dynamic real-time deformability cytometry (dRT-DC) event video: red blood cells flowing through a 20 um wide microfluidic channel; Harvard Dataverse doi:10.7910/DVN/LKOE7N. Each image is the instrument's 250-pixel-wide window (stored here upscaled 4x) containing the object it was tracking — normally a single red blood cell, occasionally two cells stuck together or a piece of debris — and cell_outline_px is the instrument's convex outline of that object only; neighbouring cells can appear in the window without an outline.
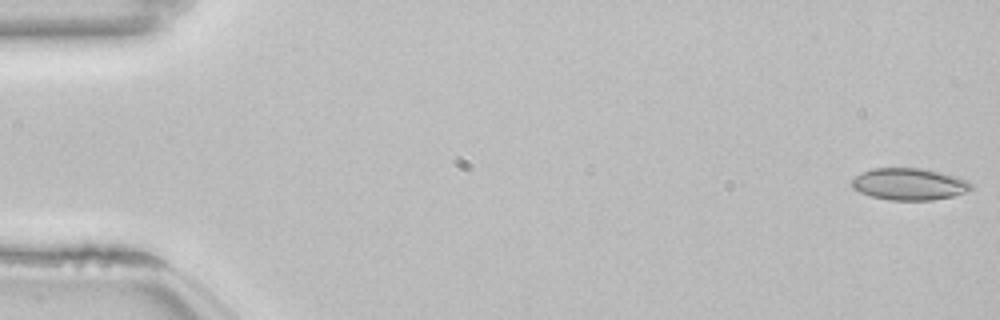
{"species": "common noctule bat (a hibernating species)", "species_latin": "Nyctalus noctula", "temperature_condition": "room temperature", "stored_images_in_passage": 51, "camera_frame_rate_fps": 3000, "um_per_image_px": 0.085, "animal": {"sex": "female", "body_mass_g": 22.7, "forearm_length_mm": 54.2}, "frame": {"image": 1, "passage_image": 1, "time_ms": 0.0, "image_size_px": [1000, 320], "cell_outline_px": [[972, 188], [964, 192], [952, 196], [932, 200], [888, 200], [872, 196], [860, 192], [852, 188], [852, 180], [856, 176], [872, 168], [924, 168], [956, 176], [968, 180], [972, 184]], "centroid_in_image_um": [77.29, 15.64], "position_along_channel_um": 7.7, "area_um2": 22.08}}
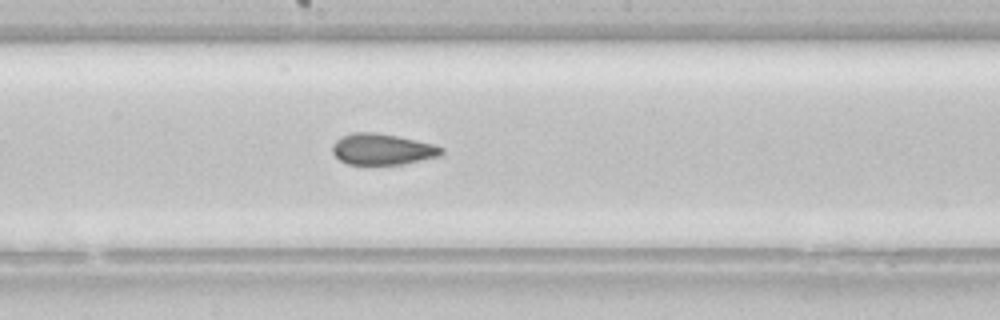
{"frame": {"image": 2, "passage_image": 29, "time_ms": 9.333, "image_size_px": [1000, 320], "cell_outline_px": [[444, 152], [440, 156], [404, 164], [348, 164], [340, 160], [332, 152], [332, 144], [336, 140], [352, 132], [376, 132], [436, 144], [444, 148]], "centroid_in_image_um": [32.53, 12.68], "position_along_channel_um": 215.7, "area_um2": 19.83}}
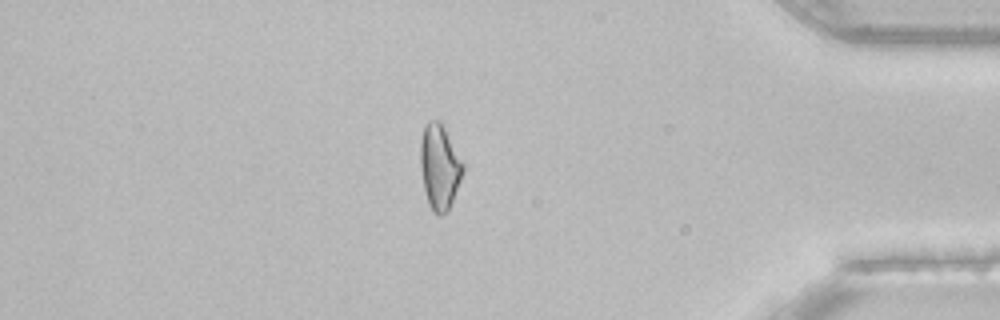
{"frame": {"image": 3, "passage_image": 46, "time_ms": 15.0, "image_size_px": [1000, 320], "cell_outline_px": [[464, 168], [460, 180], [448, 212], [440, 216], [436, 216], [432, 212], [428, 204], [424, 192], [420, 168], [420, 140], [424, 124], [428, 120], [440, 120], [464, 164]], "centroid_in_image_um": [37.33, 14.2], "position_along_channel_um": 397.9, "area_um2": 21.39}, "authors_computed_cell_mechanics": {"area_um2": 20.9814, "velocity_mm_per_s": 3.8479, "shape_relaxation_time_tau1_ms": null, "shape_relaxation_time_tau2_ms": 1.7239, "deformation_change_tau1": null, "deformation_change_tau2": 0.0846}}